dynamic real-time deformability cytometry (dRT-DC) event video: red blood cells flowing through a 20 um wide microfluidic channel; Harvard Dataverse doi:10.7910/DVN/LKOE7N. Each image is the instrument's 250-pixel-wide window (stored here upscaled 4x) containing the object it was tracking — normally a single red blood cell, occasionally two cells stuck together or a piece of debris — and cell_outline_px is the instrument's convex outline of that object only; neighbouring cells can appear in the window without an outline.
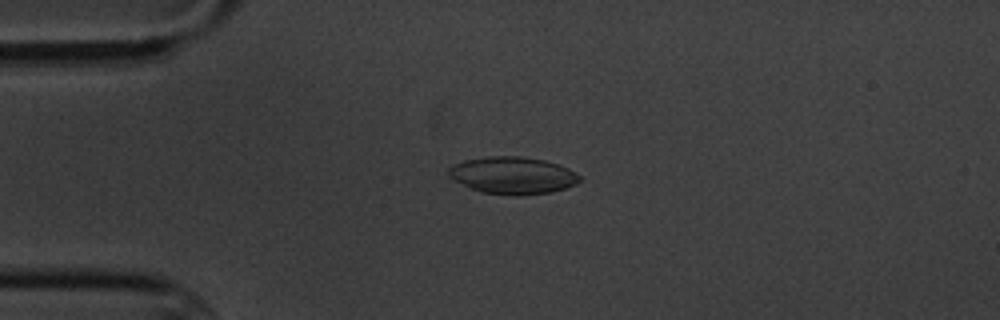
{"species": "common noctule bat (a hibernating species)", "species_latin": "Nyctalus noctula", "temperature_condition": "cold", "stored_images_in_passage": 5, "camera_frame_rate_fps": 3000, "um_per_image_px": 0.085, "animal": {"sex": "male", "body_mass_g": 20.1, "forearm_length_mm": 53.5}, "frame": {"image": 1, "passage_image": 4, "time_ms": 3.333, "image_size_px": [1000, 320], "cell_outline_px": [[580, 180], [576, 184], [552, 192], [516, 196], [484, 192], [472, 188], [452, 180], [448, 176], [448, 168], [464, 160], [492, 156], [520, 156], [544, 160], [560, 164], [576, 172], [580, 176]], "centroid_in_image_um": [43.6, 14.9], "position_along_channel_um": 41.4, "area_um2": 28.32}}